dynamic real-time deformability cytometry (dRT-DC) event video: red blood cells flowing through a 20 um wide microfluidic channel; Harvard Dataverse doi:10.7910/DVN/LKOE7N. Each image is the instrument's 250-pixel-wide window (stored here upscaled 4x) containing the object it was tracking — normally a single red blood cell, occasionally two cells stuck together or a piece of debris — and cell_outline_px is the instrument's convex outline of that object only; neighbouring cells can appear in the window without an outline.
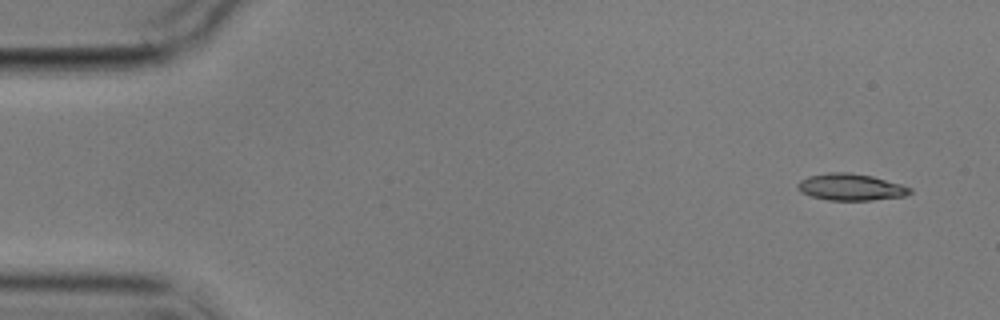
{"species": "common noctule bat (a hibernating species)", "species_latin": "Nyctalus noctula", "temperature_condition": "cold", "stored_images_in_passage": 10, "camera_frame_rate_fps": 3000, "um_per_image_px": 0.085, "animal": {"sex": "male", "body_mass_g": 17.9}, "frame": {"image": 1, "passage_image": 1, "time_ms": 0.0, "image_size_px": [1000, 320], "cell_outline_px": [[912, 192], [904, 196], [872, 200], [828, 200], [812, 196], [800, 192], [796, 188], [796, 184], [800, 180], [808, 176], [828, 172], [848, 172], [872, 176], [900, 184], [912, 188]], "centroid_in_image_um": [72.28, 15.9], "position_along_channel_um": 12.7, "area_um2": 17.51}}
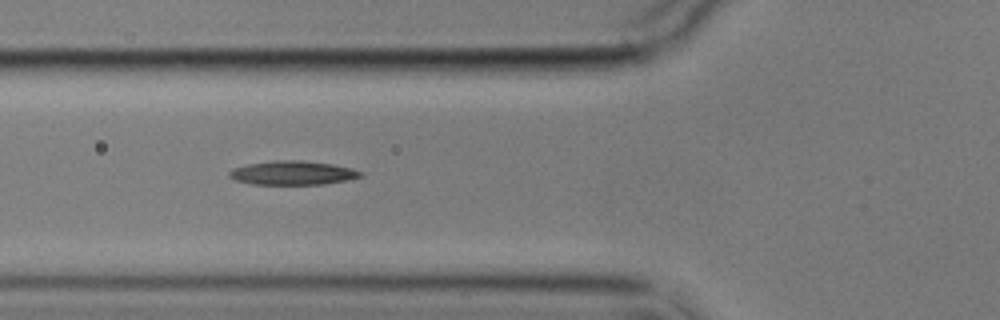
{"frame": {"image": 2, "passage_image": 6, "time_ms": 5.667, "image_size_px": [1000, 320], "cell_outline_px": [[364, 176], [324, 184], [252, 184], [236, 180], [228, 176], [228, 172], [236, 168], [248, 164], [276, 160], [304, 160], [332, 164], [352, 168], [364, 172]], "centroid_in_image_um": [24.91, 14.69], "position_along_channel_um": 100.9, "area_um2": 18.21}}
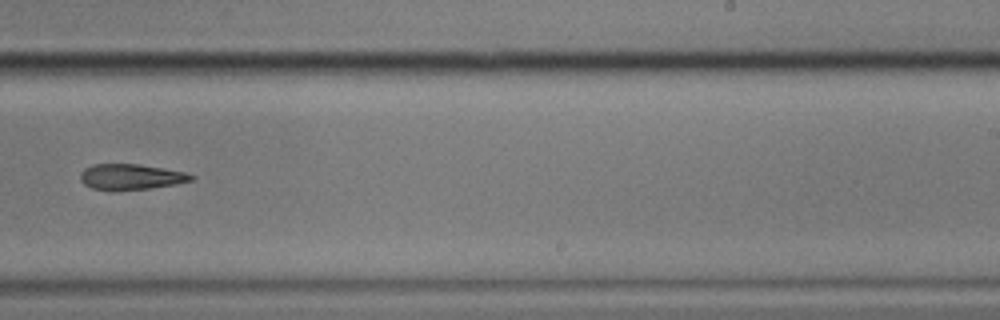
{"frame": {"image": 3, "passage_image": 10, "time_ms": 10.667, "image_size_px": [1000, 320], "cell_outline_px": [[196, 176], [192, 180], [176, 184], [148, 188], [112, 192], [92, 188], [84, 184], [80, 180], [80, 172], [84, 168], [92, 164], [140, 164], [164, 168], [184, 172]], "centroid_in_image_um": [11.08, 15.04], "position_along_channel_um": 277.9, "area_um2": 16.88}}